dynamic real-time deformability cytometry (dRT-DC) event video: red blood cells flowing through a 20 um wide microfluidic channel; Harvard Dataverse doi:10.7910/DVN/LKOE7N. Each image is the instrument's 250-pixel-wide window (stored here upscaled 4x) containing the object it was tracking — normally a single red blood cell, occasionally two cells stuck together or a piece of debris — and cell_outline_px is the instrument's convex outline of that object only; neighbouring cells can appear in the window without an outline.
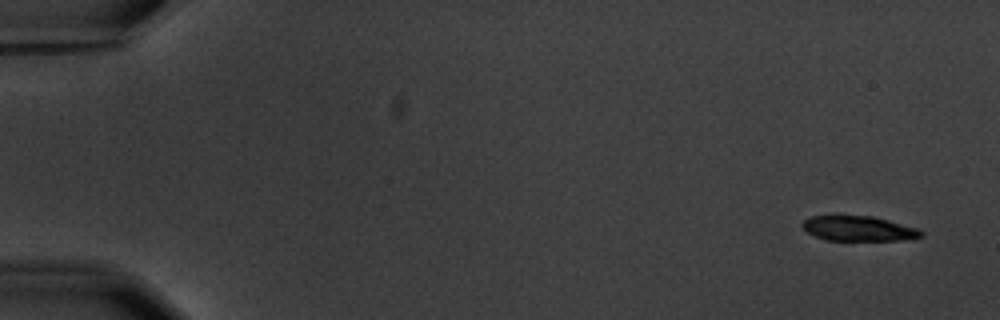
{"species": "common noctule bat (a hibernating species)", "species_latin": "Nyctalus noctula", "temperature_condition": "warm", "stored_images_in_passage": 5, "camera_frame_rate_fps": 3000, "um_per_image_px": 0.085, "animal": {"sex": "male", "body_mass_g": 20.1, "forearm_length_mm": 53.5}, "frame": {"image": 1, "passage_image": 1, "time_ms": 0.0, "image_size_px": [1000, 320], "cell_outline_px": [[924, 236], [900, 240], [824, 240], [808, 232], [800, 224], [804, 220], [812, 216], [872, 216], [920, 228], [924, 232]], "centroid_in_image_um": [73.02, 19.43], "position_along_channel_um": 12.0, "area_um2": 17.22}}
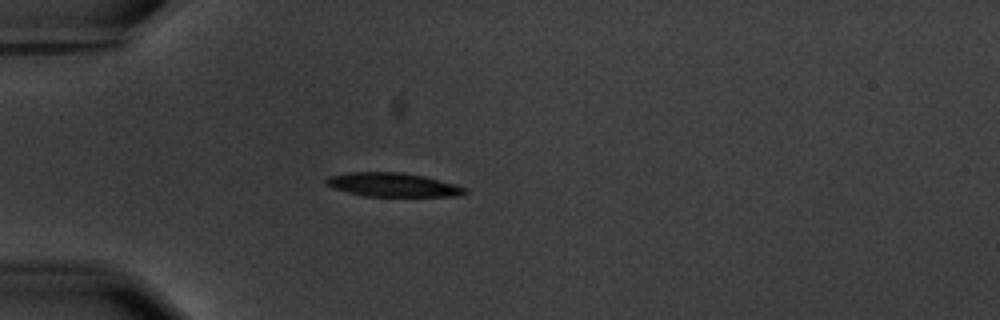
{"frame": {"image": 2, "passage_image": 5, "time_ms": 4.667, "image_size_px": [1000, 320], "cell_outline_px": [[468, 192], [456, 196], [364, 196], [336, 188], [328, 184], [324, 180], [328, 176], [348, 172], [404, 172], [424, 176], [456, 184], [468, 188]], "centroid_in_image_um": [33.45, 15.7], "position_along_channel_um": 51.6, "area_um2": 19.19}}